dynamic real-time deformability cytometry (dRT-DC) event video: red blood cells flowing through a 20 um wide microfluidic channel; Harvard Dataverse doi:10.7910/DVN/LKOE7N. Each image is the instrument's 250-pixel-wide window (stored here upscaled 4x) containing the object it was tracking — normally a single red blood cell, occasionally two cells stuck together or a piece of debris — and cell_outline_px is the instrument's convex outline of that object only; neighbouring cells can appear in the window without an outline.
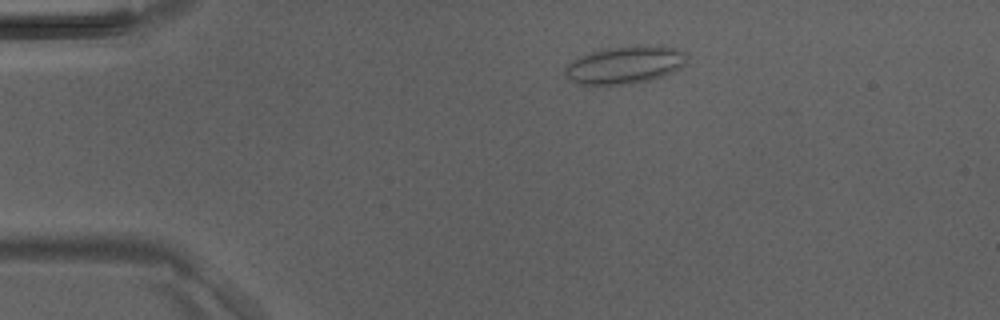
{"species": "Egyptian fruit bat (a non-hibernating species)", "species_latin": "Rousettus aegyptiacus", "temperature_condition": "room temperature", "stored_images_in_passage": 38, "camera_frame_rate_fps": 3000, "um_per_image_px": 0.085, "animal": {"sex": "male"}, "frame": {"image": 1, "passage_image": 2, "time_ms": 0.333, "image_size_px": [1000, 320], "cell_outline_px": [[688, 56], [684, 64], [680, 68], [664, 76], [632, 84], [584, 88], [568, 80], [564, 72], [564, 68], [572, 60], [580, 56], [592, 52], [608, 48], [636, 44], [660, 44], [676, 48], [688, 52]], "centroid_in_image_um": [53.09, 5.54], "position_along_channel_um": 31.9, "area_um2": 28.09}}
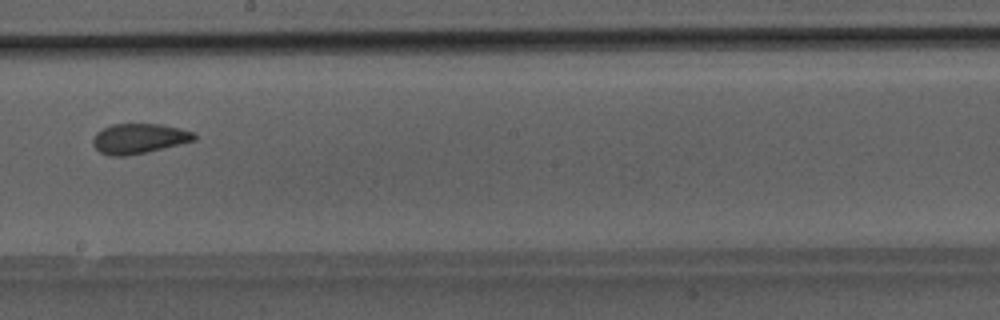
{"frame": {"image": 2, "passage_image": 19, "time_ms": 6.0, "image_size_px": [1000, 320], "cell_outline_px": [[196, 140], [148, 152], [124, 156], [108, 156], [100, 152], [92, 144], [92, 140], [96, 132], [112, 124], [164, 124], [196, 132]], "centroid_in_image_um": [11.83, 11.77], "position_along_channel_um": 236.4, "area_um2": 17.92}}
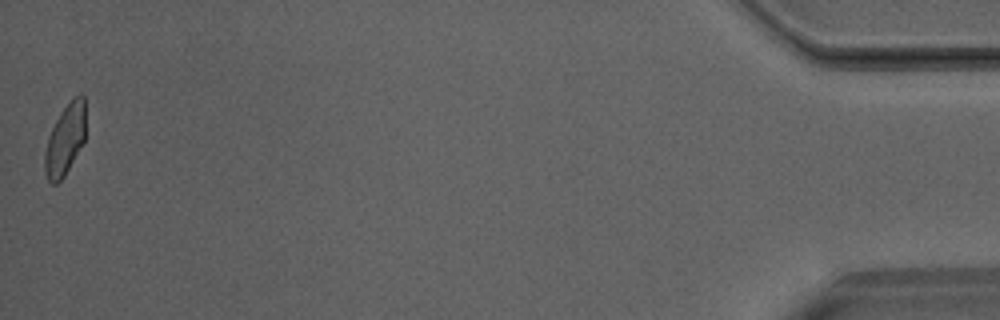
{"frame": {"image": 3, "passage_image": 38, "time_ms": 12.333, "image_size_px": [1000, 320], "cell_outline_px": [[84, 140], [64, 176], [56, 184], [52, 184], [48, 180], [44, 172], [44, 152], [48, 136], [60, 112], [80, 92], [84, 96]], "centroid_in_image_um": [5.5, 11.89], "position_along_channel_um": 429.7, "area_um2": 16.53}}